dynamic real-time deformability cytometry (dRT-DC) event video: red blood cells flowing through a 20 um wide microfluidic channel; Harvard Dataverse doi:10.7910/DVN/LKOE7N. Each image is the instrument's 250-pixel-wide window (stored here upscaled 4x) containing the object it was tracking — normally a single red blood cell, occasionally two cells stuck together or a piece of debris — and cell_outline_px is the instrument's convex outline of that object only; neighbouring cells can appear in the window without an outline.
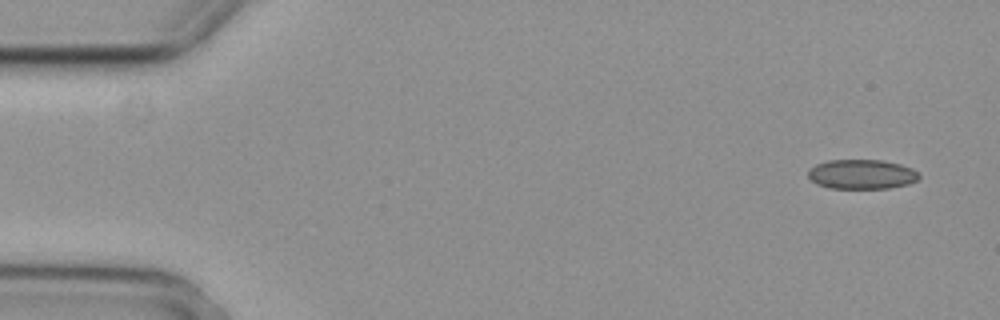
{"species": "common noctule bat (a hibernating species)", "species_latin": "Nyctalus noctula", "temperature_condition": "cold", "stored_images_in_passage": 4, "camera_frame_rate_fps": 3000, "um_per_image_px": 0.085, "animal": {"sex": "female", "body_mass_g": 29.2, "forearm_length_mm": 56.3}, "frame": {"image": 1, "passage_image": 1, "time_ms": 0.0, "image_size_px": [1000, 320], "cell_outline_px": [[920, 176], [916, 180], [908, 184], [888, 188], [828, 188], [816, 184], [808, 176], [808, 168], [816, 164], [828, 160], [884, 160], [900, 164], [912, 168]], "centroid_in_image_um": [73.21, 14.8], "position_along_channel_um": 11.8, "area_um2": 19.13}}